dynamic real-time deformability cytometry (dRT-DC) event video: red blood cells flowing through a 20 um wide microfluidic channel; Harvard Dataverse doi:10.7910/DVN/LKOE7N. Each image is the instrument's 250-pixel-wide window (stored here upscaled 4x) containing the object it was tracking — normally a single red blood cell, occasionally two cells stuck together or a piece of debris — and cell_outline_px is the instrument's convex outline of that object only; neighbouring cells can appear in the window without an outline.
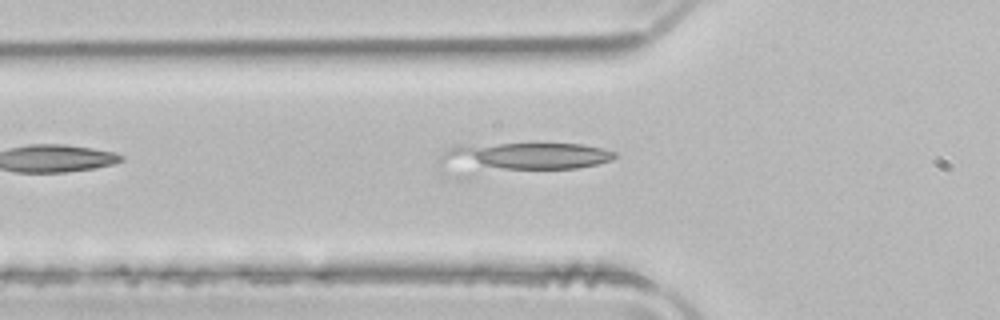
{"species": "common noctule bat (a hibernating species)", "species_latin": "Nyctalus noctula", "temperature_condition": "room temperature", "stored_images_in_passage": 11, "camera_frame_rate_fps": 3000, "um_per_image_px": 0.085, "animal": {"sex": "male", "body_mass_g": 21.5, "forearm_length_mm": 52.0}, "frame": {"image": 1, "passage_image": 4, "time_ms": 1.0, "image_size_px": [1000, 320], "cell_outline_px": [[616, 156], [612, 160], [596, 164], [576, 168], [440, 172], [440, 156], [452, 144], [580, 144], [600, 148], [616, 152]], "centroid_in_image_um": [44.28, 13.34], "position_along_channel_um": 81.5, "area_um2": 29.71}}
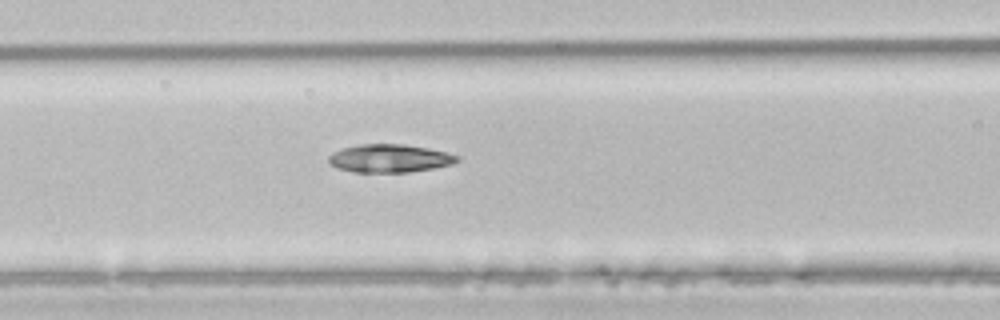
{"frame": {"image": 2, "passage_image": 8, "time_ms": 2.333, "image_size_px": [1000, 320], "cell_outline_px": [[460, 160], [452, 164], [432, 168], [408, 172], [356, 172], [340, 168], [332, 164], [328, 160], [328, 156], [332, 152], [344, 148], [360, 144], [404, 144], [428, 148], [444, 152], [456, 156]], "centroid_in_image_um": [33.1, 13.45], "position_along_channel_um": 133.5, "area_um2": 20.69}}